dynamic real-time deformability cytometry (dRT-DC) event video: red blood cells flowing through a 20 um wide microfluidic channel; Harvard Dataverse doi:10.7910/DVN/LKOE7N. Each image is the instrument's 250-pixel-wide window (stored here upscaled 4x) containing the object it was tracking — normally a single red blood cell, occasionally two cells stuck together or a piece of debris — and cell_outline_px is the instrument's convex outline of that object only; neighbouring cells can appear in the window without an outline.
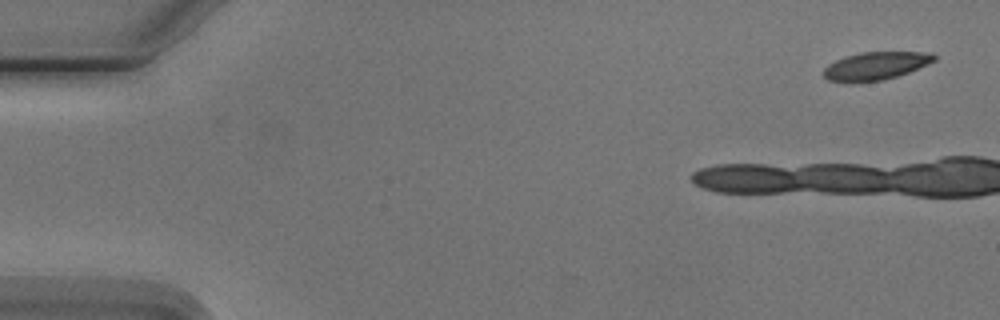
{"species": "Egyptian fruit bat (a non-hibernating species)", "species_latin": "Rousettus aegyptiacus", "temperature_condition": "cold", "stored_images_in_passage": 6, "camera_frame_rate_fps": 3000, "um_per_image_px": 0.085, "animal": {"sex": "male"}, "frame": {"image": 1, "passage_image": 1, "time_ms": 0.0, "image_size_px": [1000, 320], "cell_outline_px": [[936, 60], [928, 64], [908, 72], [884, 80], [852, 84], [828, 80], [824, 76], [824, 68], [828, 64], [844, 56], [860, 52], [932, 52], [936, 56]], "centroid_in_image_um": [74.4, 5.61], "position_along_channel_um": 10.6, "area_um2": 18.32}}